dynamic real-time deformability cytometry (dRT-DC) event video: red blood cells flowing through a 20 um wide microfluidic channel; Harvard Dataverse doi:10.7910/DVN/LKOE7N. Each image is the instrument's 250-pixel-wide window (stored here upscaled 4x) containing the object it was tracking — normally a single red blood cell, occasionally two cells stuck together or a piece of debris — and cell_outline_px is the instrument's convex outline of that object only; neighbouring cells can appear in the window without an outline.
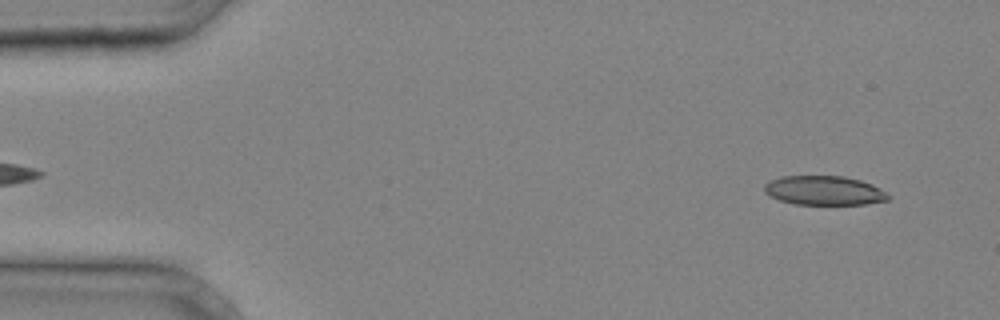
{"species": "common noctule bat (a hibernating species)", "species_latin": "Nyctalus noctula", "temperature_condition": "cold", "stored_images_in_passage": 5, "segment_of_instrument_passage": [2, 2], "camera_frame_rate_fps": 3000, "um_per_image_px": 0.085, "animal": {"sex": "male", "body_mass_g": 20.4}, "frame": {"image": 1, "passage_image": 5, "time_ms": 1.333, "image_size_px": [1000, 320], "cell_outline_px": [[888, 200], [864, 204], [796, 204], [780, 200], [764, 192], [764, 184], [768, 180], [780, 176], [844, 176], [860, 180], [872, 184], [880, 188], [888, 196]], "centroid_in_image_um": [70.01, 16.18], "position_along_channel_um": 15.0, "area_um2": 20.98}}